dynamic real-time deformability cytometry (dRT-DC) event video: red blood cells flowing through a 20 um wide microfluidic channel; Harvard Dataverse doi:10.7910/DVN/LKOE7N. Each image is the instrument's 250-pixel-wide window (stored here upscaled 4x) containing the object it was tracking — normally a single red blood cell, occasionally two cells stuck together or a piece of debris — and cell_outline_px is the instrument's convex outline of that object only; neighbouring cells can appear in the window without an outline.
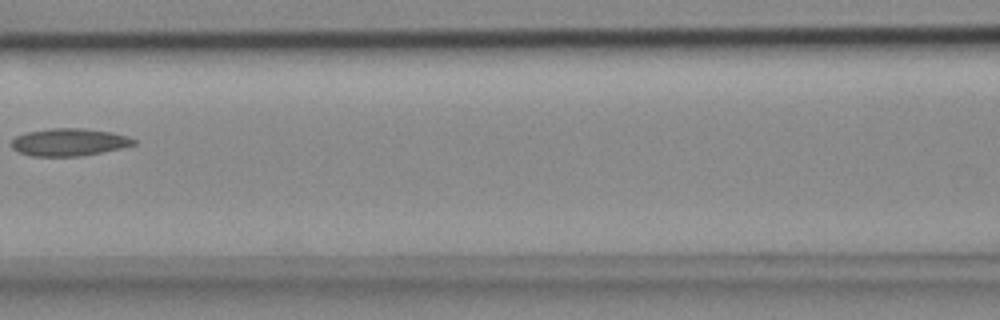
{"species": "common noctule bat (a hibernating species)", "species_latin": "Nyctalus noctula", "temperature_condition": "cold", "stored_images_in_passage": 4, "camera_frame_rate_fps": 3000, "um_per_image_px": 0.085, "animal": {"sex": "female", "body_mass_g": 18.4}, "frame": {"image": 1, "passage_image": 3, "time_ms": 0.667, "image_size_px": [1000, 320], "cell_outline_px": [[136, 144], [120, 148], [80, 156], [32, 156], [20, 152], [12, 148], [12, 140], [16, 136], [28, 132], [52, 128], [84, 128], [112, 132], [136, 140]], "centroid_in_image_um": [5.86, 12.08], "position_along_channel_um": 160.7, "area_um2": 19.31}}
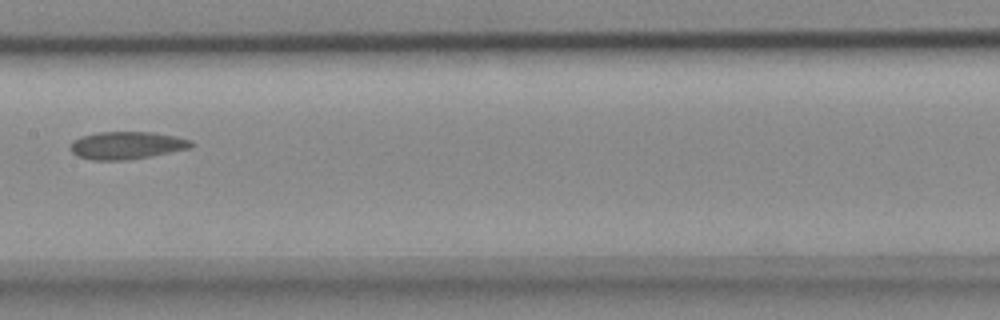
{"frame": {"image": 2, "passage_image": 4, "time_ms": 1.0, "image_size_px": [1000, 320], "cell_outline_px": [[192, 148], [152, 156], [128, 160], [92, 160], [76, 156], [68, 148], [72, 140], [80, 136], [96, 132], [156, 132], [176, 136], [192, 140]], "centroid_in_image_um": [10.75, 12.35], "position_along_channel_um": 196.7, "area_um2": 19.83}}